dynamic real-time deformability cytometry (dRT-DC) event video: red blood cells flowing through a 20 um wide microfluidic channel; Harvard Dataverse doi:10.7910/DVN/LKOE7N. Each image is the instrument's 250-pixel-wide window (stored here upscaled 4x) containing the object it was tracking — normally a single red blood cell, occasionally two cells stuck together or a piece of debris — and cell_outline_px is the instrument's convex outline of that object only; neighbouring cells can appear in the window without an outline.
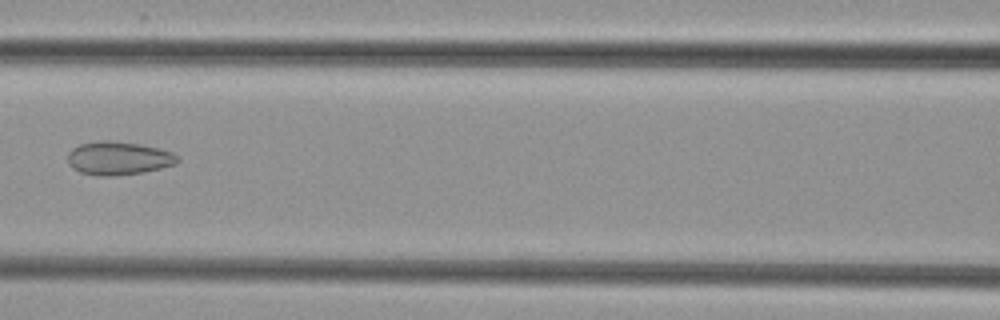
{"species": "common noctule bat (a hibernating species)", "species_latin": "Nyctalus noctula", "temperature_condition": "cold", "stored_images_in_passage": 7, "camera_frame_rate_fps": 3000, "um_per_image_px": 0.085, "animal": {"sex": "female", "body_mass_g": 29.2, "forearm_length_mm": 56.3}, "frame": {"image": 1, "passage_image": 7, "time_ms": 7.0, "image_size_px": [1000, 320], "cell_outline_px": [[180, 160], [176, 164], [144, 172], [116, 176], [96, 176], [80, 172], [72, 168], [68, 164], [68, 152], [72, 148], [80, 144], [100, 140], [112, 140], [140, 144], [160, 148], [172, 152]], "centroid_in_image_um": [10.05, 13.45], "position_along_channel_um": 156.5, "area_um2": 21.62}}